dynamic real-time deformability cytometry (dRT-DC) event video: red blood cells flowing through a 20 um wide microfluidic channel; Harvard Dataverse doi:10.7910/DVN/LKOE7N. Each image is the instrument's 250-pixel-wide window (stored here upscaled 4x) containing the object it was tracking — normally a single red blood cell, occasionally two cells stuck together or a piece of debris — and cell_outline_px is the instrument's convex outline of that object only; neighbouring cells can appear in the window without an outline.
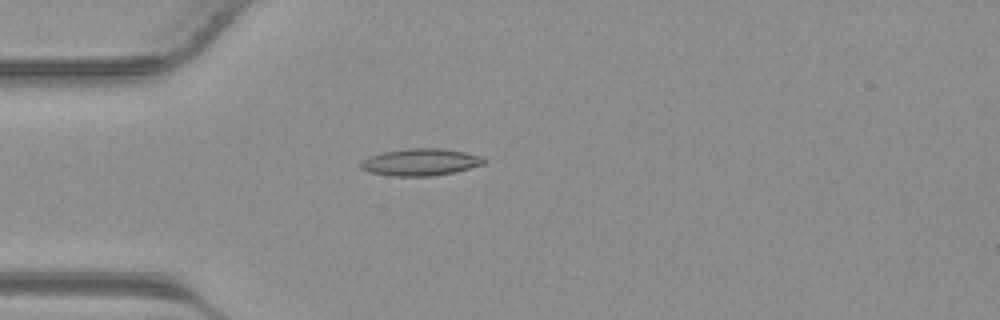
{"species": "common noctule bat (a hibernating species)", "species_latin": "Nyctalus noctula", "temperature_condition": "warm", "stored_images_in_passage": 42, "camera_frame_rate_fps": 3000, "um_per_image_px": 0.085, "animal": {"sex": "male", "body_mass_g": 23.1, "forearm_length_mm": 52.7}, "frame": {"image": 1, "passage_image": 12, "time_ms": 3.667, "image_size_px": [1000, 320], "cell_outline_px": [[488, 160], [484, 164], [456, 172], [432, 176], [392, 176], [368, 172], [360, 168], [360, 160], [368, 156], [384, 152], [408, 148], [440, 148], [464, 152], [480, 156]], "centroid_in_image_um": [35.72, 13.78], "position_along_channel_um": 49.3, "area_um2": 19.59}}
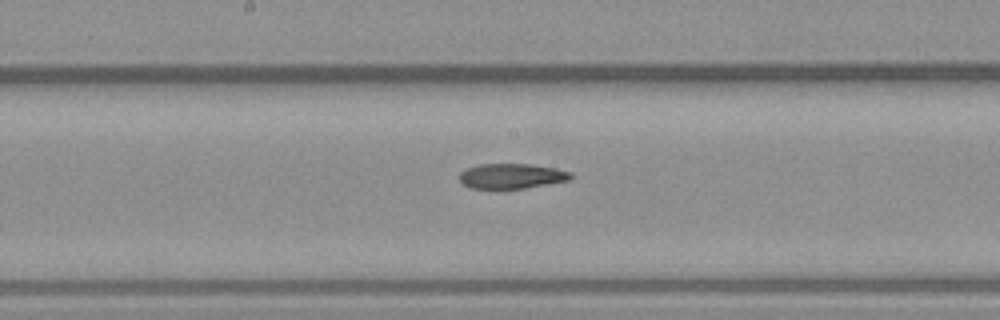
{"frame": {"image": 2, "passage_image": 22, "time_ms": 7.0, "image_size_px": [1000, 320], "cell_outline_px": [[572, 180], [524, 188], [468, 188], [460, 184], [460, 172], [468, 168], [480, 164], [528, 164], [556, 168], [572, 172]], "centroid_in_image_um": [43.5, 14.97], "position_along_channel_um": 204.7, "area_um2": 16.3}}
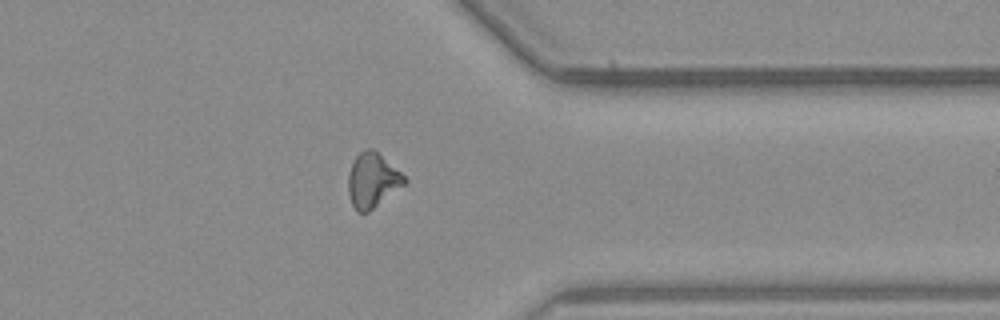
{"frame": {"image": 3, "passage_image": 33, "time_ms": 10.667, "image_size_px": [1000, 320], "cell_outline_px": [[408, 180], [404, 184], [368, 212], [356, 212], [352, 204], [348, 192], [348, 172], [356, 156], [364, 148], [372, 148], [400, 172]], "centroid_in_image_um": [31.62, 15.32], "position_along_channel_um": 379.8, "area_um2": 17.51}}